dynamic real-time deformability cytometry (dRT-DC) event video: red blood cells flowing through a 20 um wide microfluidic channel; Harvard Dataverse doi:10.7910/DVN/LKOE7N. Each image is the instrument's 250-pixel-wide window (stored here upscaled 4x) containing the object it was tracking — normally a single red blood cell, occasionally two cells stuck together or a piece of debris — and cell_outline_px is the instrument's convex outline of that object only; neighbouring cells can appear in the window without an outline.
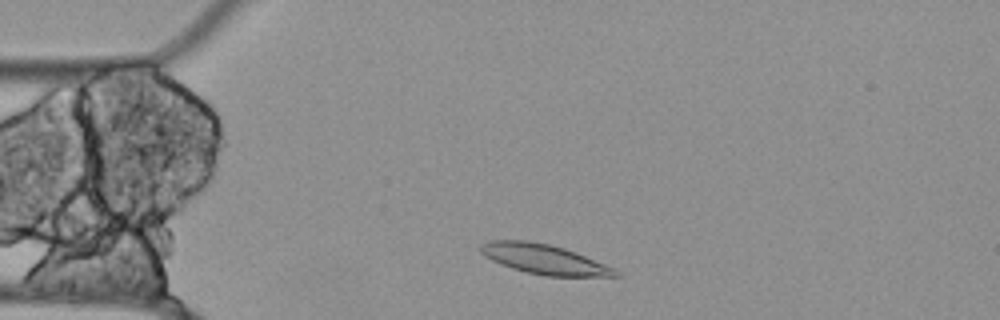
{"species": "Egyptian fruit bat (a non-hibernating species)", "species_latin": "Rousettus aegyptiacus", "temperature_condition": "cold", "stored_images_in_passage": 47, "camera_frame_rate_fps": 3000, "um_per_image_px": 0.085, "animal": {"sex": "female"}, "frame": {"image": 1, "passage_image": 4, "time_ms": 1.0, "image_size_px": [1000, 320], "cell_outline_px": [[624, 276], [544, 276], [512, 268], [500, 264], [484, 256], [480, 252], [480, 244], [488, 240], [528, 240], [548, 244], [564, 248], [576, 252], [616, 268]], "centroid_in_image_um": [46.27, 22.03], "position_along_channel_um": 38.7, "area_um2": 23.58}}
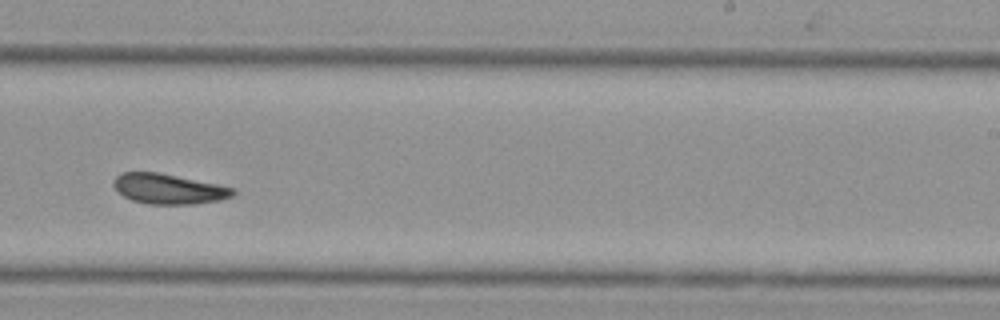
{"frame": {"image": 2, "passage_image": 26, "time_ms": 8.333, "image_size_px": [1000, 320], "cell_outline_px": [[236, 192], [232, 196], [220, 200], [192, 204], [148, 204], [132, 200], [124, 196], [112, 184], [112, 180], [120, 172], [156, 172], [236, 188]], "centroid_in_image_um": [14.32, 16.05], "position_along_channel_um": 274.7, "area_um2": 20.81}}
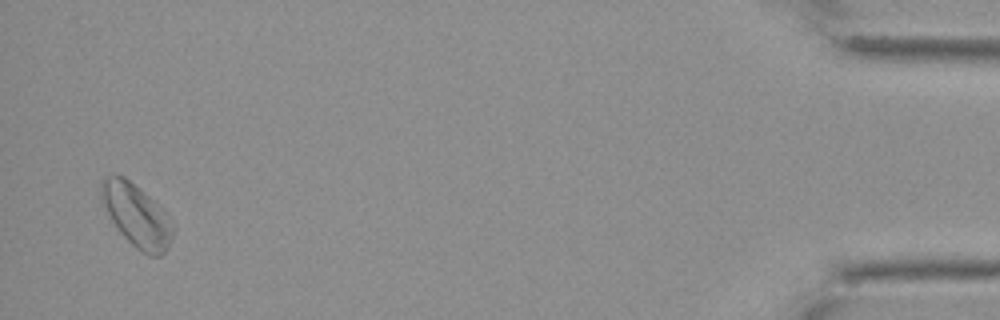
{"frame": {"image": 3, "passage_image": 46, "time_ms": 15.0, "image_size_px": [1000, 320], "cell_outline_px": [[176, 228], [168, 248], [160, 256], [152, 256], [136, 248], [120, 232], [112, 220], [100, 200], [100, 180], [116, 172], [124, 176], [140, 188], [160, 204], [168, 212]], "centroid_in_image_um": [11.64, 18.26], "position_along_channel_um": 423.6, "area_um2": 26.76}}